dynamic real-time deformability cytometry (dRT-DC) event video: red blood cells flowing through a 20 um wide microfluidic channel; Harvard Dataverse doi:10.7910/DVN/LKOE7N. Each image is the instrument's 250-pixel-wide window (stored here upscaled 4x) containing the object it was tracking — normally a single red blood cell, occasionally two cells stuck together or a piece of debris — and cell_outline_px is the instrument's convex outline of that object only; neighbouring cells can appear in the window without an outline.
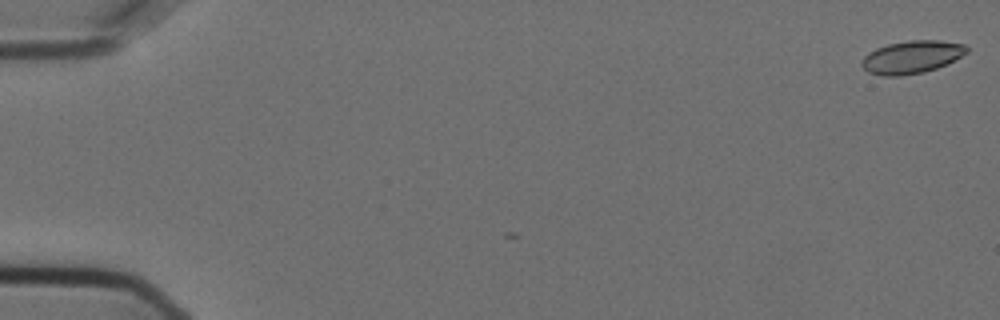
{"species": "Egyptian fruit bat (a non-hibernating species)", "species_latin": "Rousettus aegyptiacus", "temperature_condition": "cold", "stored_images_in_passage": 57, "camera_frame_rate_fps": 3000, "um_per_image_px": 0.085, "animal": {"sex": "female"}, "frame": {"image": 1, "passage_image": 1, "time_ms": 0.0, "image_size_px": [1000, 320], "cell_outline_px": [[968, 52], [948, 64], [924, 72], [900, 76], [884, 76], [868, 72], [860, 64], [864, 56], [868, 52], [876, 48], [888, 44], [908, 40], [940, 40], [964, 44], [968, 48]], "centroid_in_image_um": [77.5, 4.85], "position_along_channel_um": 7.5, "area_um2": 20.17}}
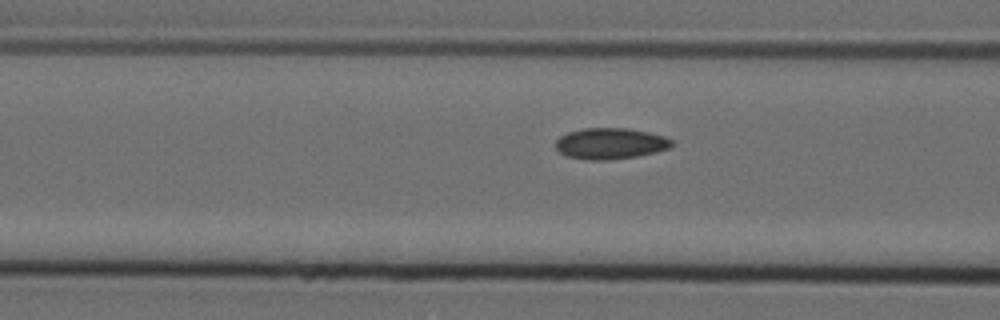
{"frame": {"image": 2, "passage_image": 23, "time_ms": 7.333, "image_size_px": [1000, 320], "cell_outline_px": [[672, 144], [668, 148], [656, 152], [636, 156], [608, 160], [588, 160], [568, 156], [560, 152], [556, 148], [556, 140], [560, 136], [568, 132], [580, 128], [628, 128], [648, 132], [664, 136], [672, 140]], "centroid_in_image_um": [51.86, 12.19], "position_along_channel_um": 114.7, "area_um2": 20.98}}
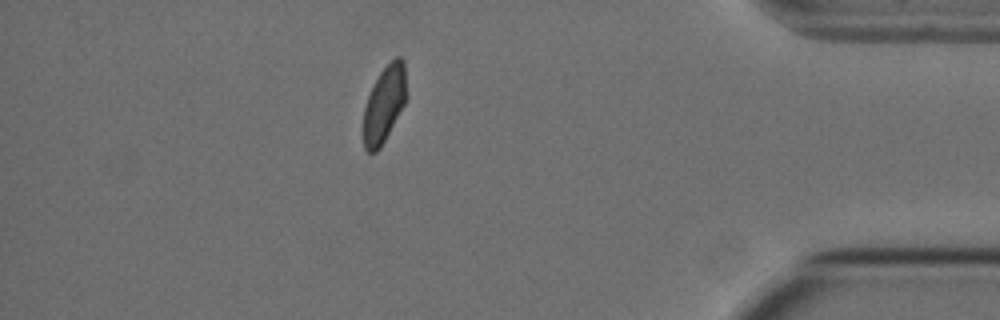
{"frame": {"image": 3, "passage_image": 50, "time_ms": 16.333, "image_size_px": [1000, 320], "cell_outline_px": [[408, 96], [404, 104], [380, 148], [376, 152], [368, 152], [364, 148], [364, 108], [368, 96], [380, 72], [396, 56], [400, 56], [404, 60]], "centroid_in_image_um": [32.69, 8.82], "position_along_channel_um": 402.5, "area_um2": 19.02}, "authors_computed_cell_mechanics": {"area_um2": 20.23, "velocity_mm_per_s": 3.6168, "shape_relaxation_time_tau1_ms": null, "shape_relaxation_time_tau2_ms": 2.9818, "deformation_change_tau1": null, "deformation_change_tau2": 0.0468}}